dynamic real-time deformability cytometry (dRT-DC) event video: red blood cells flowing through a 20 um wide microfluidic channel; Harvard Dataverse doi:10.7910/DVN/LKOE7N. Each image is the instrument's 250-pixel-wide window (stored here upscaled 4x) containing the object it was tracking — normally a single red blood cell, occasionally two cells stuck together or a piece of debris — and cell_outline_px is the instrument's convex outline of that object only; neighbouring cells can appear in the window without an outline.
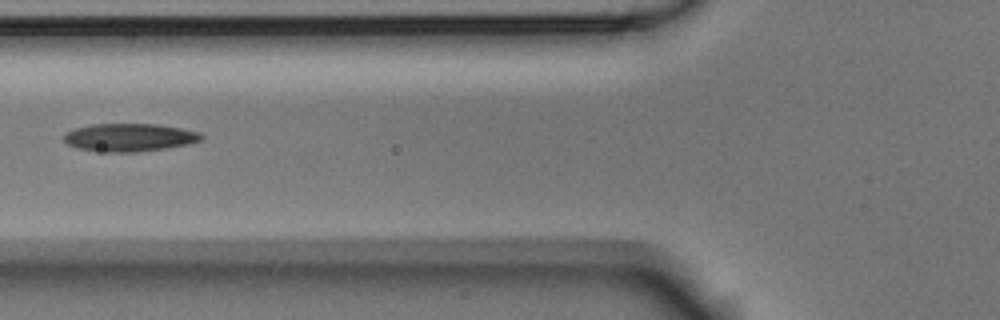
{"species": "Egyptian fruit bat (a non-hibernating species)", "species_latin": "Rousettus aegyptiacus", "temperature_condition": "room temperature", "stored_images_in_passage": 5, "camera_frame_rate_fps": 3000, "um_per_image_px": 0.085, "animal": {"sex": "male"}, "frame": {"image": 1, "passage_image": 5, "time_ms": 1.333, "image_size_px": [1000, 320], "cell_outline_px": [[204, 136], [200, 140], [188, 144], [168, 148], [136, 152], [104, 152], [76, 148], [68, 144], [64, 140], [64, 136], [68, 132], [76, 128], [92, 124], [156, 124], [180, 128], [200, 132]], "centroid_in_image_um": [11.02, 11.69], "position_along_channel_um": 114.8, "area_um2": 22.31}}